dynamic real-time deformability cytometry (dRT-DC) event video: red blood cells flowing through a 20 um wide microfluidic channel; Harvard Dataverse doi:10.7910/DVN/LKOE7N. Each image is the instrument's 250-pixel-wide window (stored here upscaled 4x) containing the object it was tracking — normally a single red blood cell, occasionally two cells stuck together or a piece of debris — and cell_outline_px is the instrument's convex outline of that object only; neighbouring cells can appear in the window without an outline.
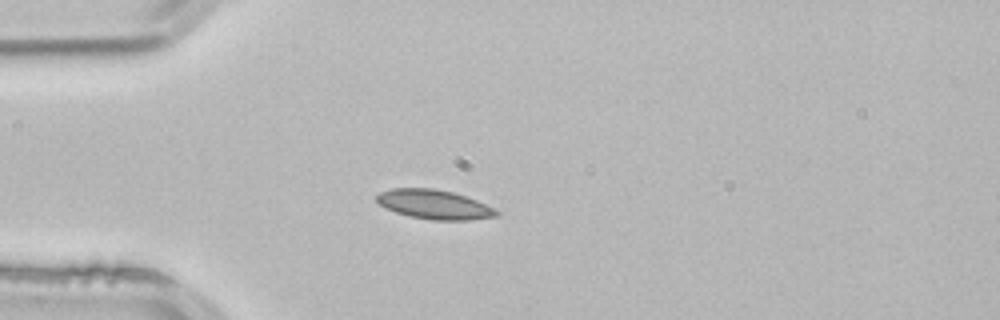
{"species": "common noctule bat (a hibernating species)", "species_latin": "Nyctalus noctula", "temperature_condition": "room temperature", "stored_images_in_passage": 3, "camera_frame_rate_fps": 3000, "um_per_image_px": 0.085, "animal": {"sex": "male", "body_mass_g": 21.5, "forearm_length_mm": 52.0}, "frame": {"image": 1, "passage_image": 3, "time_ms": 0.667, "image_size_px": [1000, 320], "cell_outline_px": [[500, 216], [468, 220], [432, 220], [408, 216], [384, 208], [376, 200], [376, 196], [380, 192], [392, 188], [432, 188], [452, 192], [476, 200], [500, 212]], "centroid_in_image_um": [36.89, 17.38], "position_along_channel_um": 48.1, "area_um2": 20.4}}